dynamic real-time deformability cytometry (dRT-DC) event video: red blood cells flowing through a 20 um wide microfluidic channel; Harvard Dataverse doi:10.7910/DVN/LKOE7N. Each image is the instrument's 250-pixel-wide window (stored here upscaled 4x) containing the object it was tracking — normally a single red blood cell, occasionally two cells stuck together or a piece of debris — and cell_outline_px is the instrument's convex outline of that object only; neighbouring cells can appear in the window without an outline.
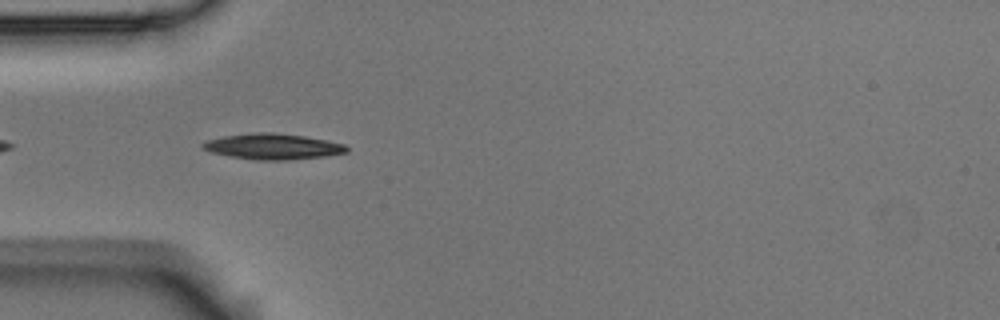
{"species": "Egyptian fruit bat (a non-hibernating species)", "species_latin": "Rousettus aegyptiacus", "temperature_condition": "room temperature", "stored_images_in_passage": 9, "camera_frame_rate_fps": 3000, "um_per_image_px": 0.085, "animal": {"sex": "male"}, "frame": {"image": 1, "passage_image": 5, "time_ms": 1.333, "image_size_px": [1000, 320], "cell_outline_px": [[348, 152], [328, 156], [292, 160], [256, 160], [228, 156], [212, 152], [200, 148], [200, 144], [208, 140], [224, 136], [260, 132], [272, 132], [304, 136], [328, 140], [344, 144], [348, 148]], "centroid_in_image_um": [23.21, 12.46], "position_along_channel_um": 61.8, "area_um2": 21.73}}
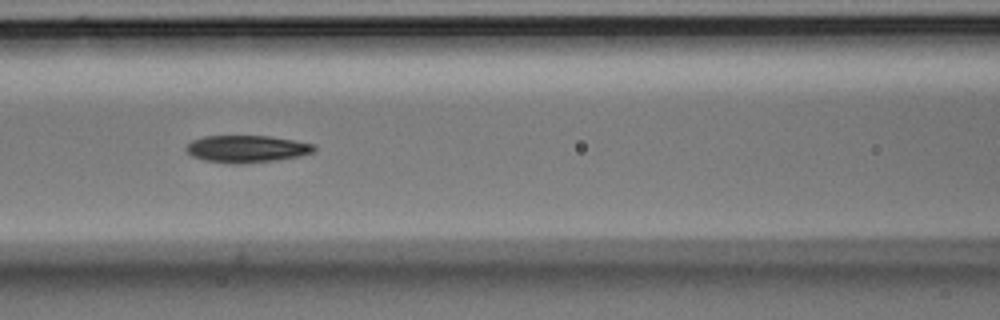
{"frame": {"image": 2, "passage_image": 7, "time_ms": 2.0, "image_size_px": [1000, 320], "cell_outline_px": [[316, 148], [312, 152], [300, 156], [276, 160], [240, 164], [232, 164], [204, 160], [192, 156], [184, 148], [192, 140], [204, 136], [268, 136], [316, 144]], "centroid_in_image_um": [20.96, 12.66], "position_along_channel_um": 145.6, "area_um2": 20.23}}
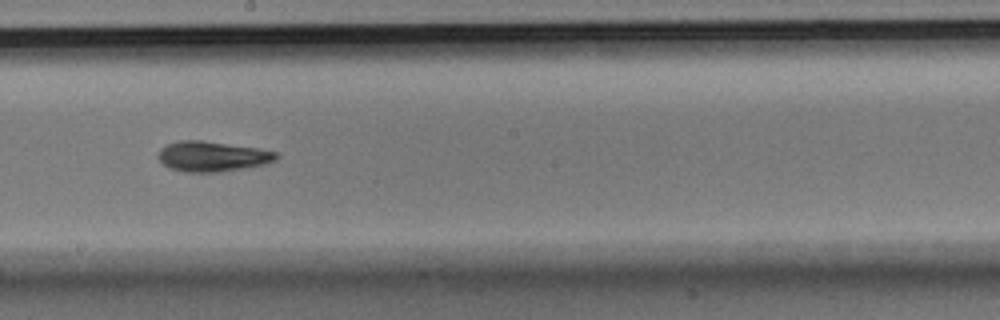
{"frame": {"image": 3, "passage_image": 9, "time_ms": 2.667, "image_size_px": [1000, 320], "cell_outline_px": [[280, 156], [276, 160], [264, 164], [244, 168], [220, 172], [184, 172], [168, 168], [156, 156], [160, 148], [176, 140], [200, 140], [256, 148], [276, 152]], "centroid_in_image_um": [18.0, 13.3], "position_along_channel_um": 230.2, "area_um2": 20.81}}